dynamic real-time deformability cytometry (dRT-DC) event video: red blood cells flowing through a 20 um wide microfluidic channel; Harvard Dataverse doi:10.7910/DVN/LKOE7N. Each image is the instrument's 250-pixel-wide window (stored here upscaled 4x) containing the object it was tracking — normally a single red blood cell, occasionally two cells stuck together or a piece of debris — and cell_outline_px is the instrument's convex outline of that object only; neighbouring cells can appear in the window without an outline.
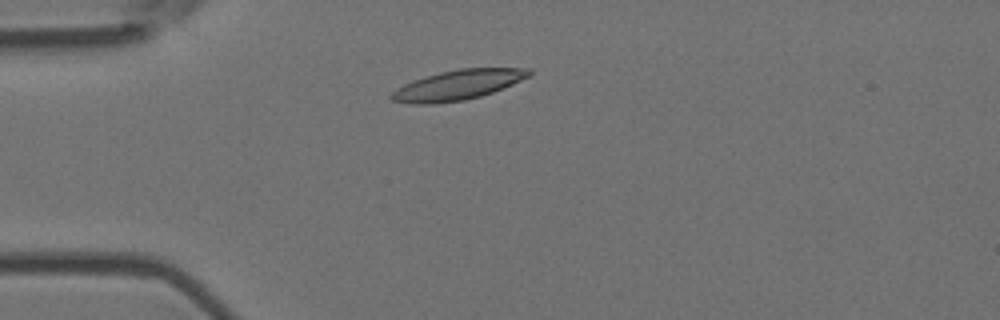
{"species": "Egyptian fruit bat (a non-hibernating species)", "species_latin": "Rousettus aegyptiacus", "temperature_condition": "room temperature", "stored_images_in_passage": 3, "camera_frame_rate_fps": 3000, "um_per_image_px": 0.085, "animal": {"sex": "female"}, "frame": {"image": 1, "passage_image": 1, "time_ms": 0.0, "image_size_px": [1000, 320], "cell_outline_px": [[532, 76], [492, 92], [480, 96], [464, 100], [432, 104], [412, 104], [392, 100], [388, 96], [396, 88], [412, 80], [424, 76], [440, 72], [460, 68], [532, 68]], "centroid_in_image_um": [38.91, 7.21], "position_along_channel_um": 46.1, "area_um2": 24.1}}
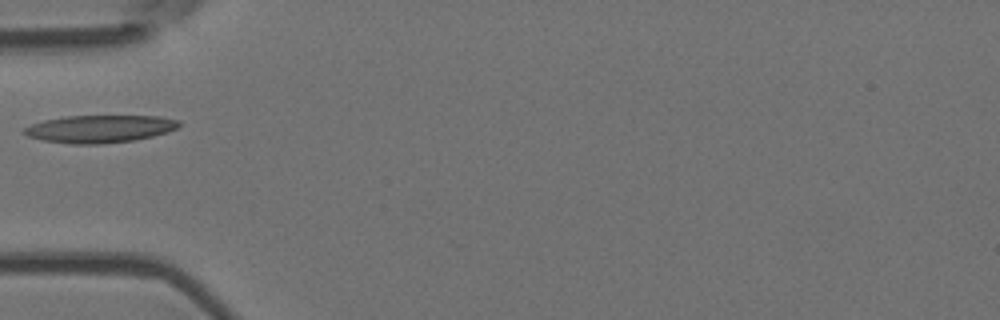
{"frame": {"image": 2, "passage_image": 2, "time_ms": 0.333, "image_size_px": [1000, 320], "cell_outline_px": [[180, 128], [168, 132], [136, 140], [100, 144], [72, 144], [44, 140], [28, 136], [20, 132], [24, 128], [32, 124], [44, 120], [64, 116], [160, 116], [180, 120]], "centroid_in_image_um": [8.51, 10.95], "position_along_channel_um": 76.5, "area_um2": 25.03}}
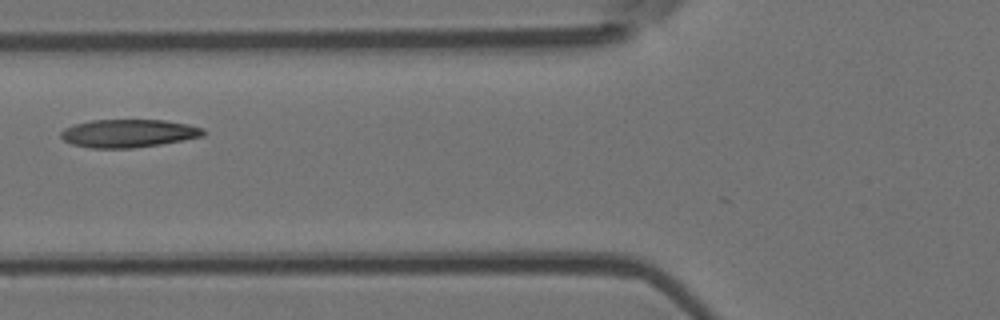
{"frame": {"image": 3, "passage_image": 3, "time_ms": 0.667, "image_size_px": [1000, 320], "cell_outline_px": [[204, 136], [184, 140], [160, 144], [132, 148], [88, 148], [72, 144], [64, 140], [60, 136], [60, 132], [64, 128], [76, 124], [92, 120], [164, 120], [188, 124], [204, 128]], "centroid_in_image_um": [10.92, 11.33], "position_along_channel_um": 114.9, "area_um2": 23.29}}